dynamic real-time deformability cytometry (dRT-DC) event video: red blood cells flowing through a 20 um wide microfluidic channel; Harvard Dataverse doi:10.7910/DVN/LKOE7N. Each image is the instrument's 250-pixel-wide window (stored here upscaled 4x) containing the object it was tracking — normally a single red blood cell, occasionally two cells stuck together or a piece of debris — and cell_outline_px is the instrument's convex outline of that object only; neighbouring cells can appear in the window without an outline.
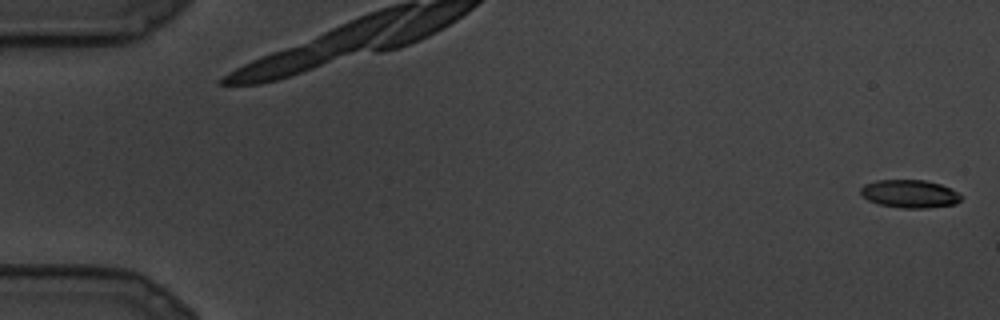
{"species": "common noctule bat (a hibernating species)", "species_latin": "Nyctalus noctula", "temperature_condition": "cold", "stored_images_in_passage": 6, "camera_frame_rate_fps": 3000, "um_per_image_px": 0.085, "animal": {"sex": "male", "body_mass_g": 19.5, "forearm_length_mm": 54.6}, "frame": {"image": 1, "passage_image": 1, "time_ms": 0.0, "image_size_px": [1000, 320], "cell_outline_px": [[964, 196], [956, 204], [928, 208], [904, 208], [880, 204], [868, 200], [860, 192], [860, 188], [864, 184], [876, 180], [924, 180], [940, 184]], "centroid_in_image_um": [77.33, 16.47], "position_along_channel_um": 7.7, "area_um2": 16.3}}